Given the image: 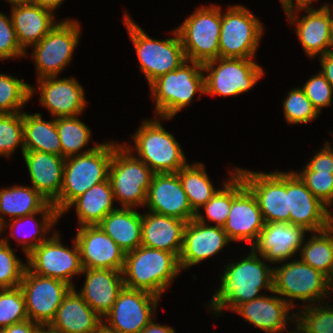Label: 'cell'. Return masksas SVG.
Listing matches in <instances>:
<instances>
[{"mask_svg":"<svg viewBox=\"0 0 333 333\" xmlns=\"http://www.w3.org/2000/svg\"><path fill=\"white\" fill-rule=\"evenodd\" d=\"M282 263L281 266L273 268V291L276 294L293 309L296 305L293 300L296 299L310 303L307 305L325 303V298H329L332 292L331 280L326 275L301 259Z\"/></svg>","mask_w":333,"mask_h":333,"instance_id":"obj_8","label":"cell"},{"mask_svg":"<svg viewBox=\"0 0 333 333\" xmlns=\"http://www.w3.org/2000/svg\"><path fill=\"white\" fill-rule=\"evenodd\" d=\"M20 146L23 154V112L0 114V156L9 158Z\"/></svg>","mask_w":333,"mask_h":333,"instance_id":"obj_41","label":"cell"},{"mask_svg":"<svg viewBox=\"0 0 333 333\" xmlns=\"http://www.w3.org/2000/svg\"><path fill=\"white\" fill-rule=\"evenodd\" d=\"M180 272L179 258L174 253L140 245L125 254L122 277L124 287L161 298Z\"/></svg>","mask_w":333,"mask_h":333,"instance_id":"obj_2","label":"cell"},{"mask_svg":"<svg viewBox=\"0 0 333 333\" xmlns=\"http://www.w3.org/2000/svg\"><path fill=\"white\" fill-rule=\"evenodd\" d=\"M56 128L60 137L62 157L68 158L85 154L96 149L101 143L95 142V145L88 150H83L91 140V129L77 116L56 118Z\"/></svg>","mask_w":333,"mask_h":333,"instance_id":"obj_38","label":"cell"},{"mask_svg":"<svg viewBox=\"0 0 333 333\" xmlns=\"http://www.w3.org/2000/svg\"><path fill=\"white\" fill-rule=\"evenodd\" d=\"M8 240L0 239V289H12L20 286L27 264L15 256Z\"/></svg>","mask_w":333,"mask_h":333,"instance_id":"obj_44","label":"cell"},{"mask_svg":"<svg viewBox=\"0 0 333 333\" xmlns=\"http://www.w3.org/2000/svg\"><path fill=\"white\" fill-rule=\"evenodd\" d=\"M123 21L134 45L140 69L149 85L160 76L174 71L186 61L176 29L172 31L173 38L159 40L149 37L126 13Z\"/></svg>","mask_w":333,"mask_h":333,"instance_id":"obj_6","label":"cell"},{"mask_svg":"<svg viewBox=\"0 0 333 333\" xmlns=\"http://www.w3.org/2000/svg\"><path fill=\"white\" fill-rule=\"evenodd\" d=\"M159 117L144 120L133 134L134 146L124 143L130 151L142 160L154 173H177L188 162L173 134L163 127Z\"/></svg>","mask_w":333,"mask_h":333,"instance_id":"obj_5","label":"cell"},{"mask_svg":"<svg viewBox=\"0 0 333 333\" xmlns=\"http://www.w3.org/2000/svg\"><path fill=\"white\" fill-rule=\"evenodd\" d=\"M64 0H33L32 3L39 5L41 8L55 11L59 6H61Z\"/></svg>","mask_w":333,"mask_h":333,"instance_id":"obj_53","label":"cell"},{"mask_svg":"<svg viewBox=\"0 0 333 333\" xmlns=\"http://www.w3.org/2000/svg\"><path fill=\"white\" fill-rule=\"evenodd\" d=\"M263 31L262 23L248 8L228 6L222 12L219 57L254 59Z\"/></svg>","mask_w":333,"mask_h":333,"instance_id":"obj_11","label":"cell"},{"mask_svg":"<svg viewBox=\"0 0 333 333\" xmlns=\"http://www.w3.org/2000/svg\"><path fill=\"white\" fill-rule=\"evenodd\" d=\"M145 206L149 212L187 222L196 215L189 204L178 173H154Z\"/></svg>","mask_w":333,"mask_h":333,"instance_id":"obj_20","label":"cell"},{"mask_svg":"<svg viewBox=\"0 0 333 333\" xmlns=\"http://www.w3.org/2000/svg\"><path fill=\"white\" fill-rule=\"evenodd\" d=\"M52 236V237H51ZM34 248L27 256V268L39 276L66 282L72 288V278L83 271L80 250L74 238L72 249L62 245L57 231Z\"/></svg>","mask_w":333,"mask_h":333,"instance_id":"obj_14","label":"cell"},{"mask_svg":"<svg viewBox=\"0 0 333 333\" xmlns=\"http://www.w3.org/2000/svg\"><path fill=\"white\" fill-rule=\"evenodd\" d=\"M258 201L242 177L233 176V201L223 229L231 242L246 241L252 246L264 227Z\"/></svg>","mask_w":333,"mask_h":333,"instance_id":"obj_17","label":"cell"},{"mask_svg":"<svg viewBox=\"0 0 333 333\" xmlns=\"http://www.w3.org/2000/svg\"><path fill=\"white\" fill-rule=\"evenodd\" d=\"M75 240L83 269L122 271L126 253L98 225L79 227Z\"/></svg>","mask_w":333,"mask_h":333,"instance_id":"obj_19","label":"cell"},{"mask_svg":"<svg viewBox=\"0 0 333 333\" xmlns=\"http://www.w3.org/2000/svg\"><path fill=\"white\" fill-rule=\"evenodd\" d=\"M98 226L125 252L141 245L142 214L120 207L107 214Z\"/></svg>","mask_w":333,"mask_h":333,"instance_id":"obj_32","label":"cell"},{"mask_svg":"<svg viewBox=\"0 0 333 333\" xmlns=\"http://www.w3.org/2000/svg\"><path fill=\"white\" fill-rule=\"evenodd\" d=\"M295 330L287 331V333H309L306 329H304L297 321H295Z\"/></svg>","mask_w":333,"mask_h":333,"instance_id":"obj_58","label":"cell"},{"mask_svg":"<svg viewBox=\"0 0 333 333\" xmlns=\"http://www.w3.org/2000/svg\"><path fill=\"white\" fill-rule=\"evenodd\" d=\"M11 20L21 48L39 43L57 24L54 12L34 3L11 6Z\"/></svg>","mask_w":333,"mask_h":333,"instance_id":"obj_29","label":"cell"},{"mask_svg":"<svg viewBox=\"0 0 333 333\" xmlns=\"http://www.w3.org/2000/svg\"><path fill=\"white\" fill-rule=\"evenodd\" d=\"M331 291H333V280L331 281Z\"/></svg>","mask_w":333,"mask_h":333,"instance_id":"obj_60","label":"cell"},{"mask_svg":"<svg viewBox=\"0 0 333 333\" xmlns=\"http://www.w3.org/2000/svg\"><path fill=\"white\" fill-rule=\"evenodd\" d=\"M237 173L255 195L265 223H290L289 172H253L238 167Z\"/></svg>","mask_w":333,"mask_h":333,"instance_id":"obj_13","label":"cell"},{"mask_svg":"<svg viewBox=\"0 0 333 333\" xmlns=\"http://www.w3.org/2000/svg\"><path fill=\"white\" fill-rule=\"evenodd\" d=\"M40 324L31 320H26L20 323L12 324L9 327L3 328V333H37Z\"/></svg>","mask_w":333,"mask_h":333,"instance_id":"obj_50","label":"cell"},{"mask_svg":"<svg viewBox=\"0 0 333 333\" xmlns=\"http://www.w3.org/2000/svg\"><path fill=\"white\" fill-rule=\"evenodd\" d=\"M187 221L154 212L142 214L141 245L174 253L182 251Z\"/></svg>","mask_w":333,"mask_h":333,"instance_id":"obj_27","label":"cell"},{"mask_svg":"<svg viewBox=\"0 0 333 333\" xmlns=\"http://www.w3.org/2000/svg\"><path fill=\"white\" fill-rule=\"evenodd\" d=\"M192 210L197 213L220 190L214 188L203 163L187 164L178 172Z\"/></svg>","mask_w":333,"mask_h":333,"instance_id":"obj_37","label":"cell"},{"mask_svg":"<svg viewBox=\"0 0 333 333\" xmlns=\"http://www.w3.org/2000/svg\"><path fill=\"white\" fill-rule=\"evenodd\" d=\"M283 113L288 124L309 123L319 116V112L305 95L302 88H293L283 102Z\"/></svg>","mask_w":333,"mask_h":333,"instance_id":"obj_42","label":"cell"},{"mask_svg":"<svg viewBox=\"0 0 333 333\" xmlns=\"http://www.w3.org/2000/svg\"><path fill=\"white\" fill-rule=\"evenodd\" d=\"M119 144L110 140L91 152L65 158L62 189L53 203L60 214L78 196L108 179L114 149Z\"/></svg>","mask_w":333,"mask_h":333,"instance_id":"obj_3","label":"cell"},{"mask_svg":"<svg viewBox=\"0 0 333 333\" xmlns=\"http://www.w3.org/2000/svg\"><path fill=\"white\" fill-rule=\"evenodd\" d=\"M302 307L296 312V321L304 329L309 333H333V308L328 302Z\"/></svg>","mask_w":333,"mask_h":333,"instance_id":"obj_43","label":"cell"},{"mask_svg":"<svg viewBox=\"0 0 333 333\" xmlns=\"http://www.w3.org/2000/svg\"><path fill=\"white\" fill-rule=\"evenodd\" d=\"M37 333H65V332L52 327L50 324H40Z\"/></svg>","mask_w":333,"mask_h":333,"instance_id":"obj_55","label":"cell"},{"mask_svg":"<svg viewBox=\"0 0 333 333\" xmlns=\"http://www.w3.org/2000/svg\"><path fill=\"white\" fill-rule=\"evenodd\" d=\"M154 172L124 144L115 149L109 167V180L115 201L121 207H144Z\"/></svg>","mask_w":333,"mask_h":333,"instance_id":"obj_7","label":"cell"},{"mask_svg":"<svg viewBox=\"0 0 333 333\" xmlns=\"http://www.w3.org/2000/svg\"><path fill=\"white\" fill-rule=\"evenodd\" d=\"M23 135L25 151H40L62 156L56 118L44 121L41 113L23 112Z\"/></svg>","mask_w":333,"mask_h":333,"instance_id":"obj_35","label":"cell"},{"mask_svg":"<svg viewBox=\"0 0 333 333\" xmlns=\"http://www.w3.org/2000/svg\"><path fill=\"white\" fill-rule=\"evenodd\" d=\"M19 287L28 319L38 324H50L64 296L72 288L64 281L32 273L27 267Z\"/></svg>","mask_w":333,"mask_h":333,"instance_id":"obj_16","label":"cell"},{"mask_svg":"<svg viewBox=\"0 0 333 333\" xmlns=\"http://www.w3.org/2000/svg\"><path fill=\"white\" fill-rule=\"evenodd\" d=\"M333 22L330 29V40H329V53L333 54Z\"/></svg>","mask_w":333,"mask_h":333,"instance_id":"obj_59","label":"cell"},{"mask_svg":"<svg viewBox=\"0 0 333 333\" xmlns=\"http://www.w3.org/2000/svg\"><path fill=\"white\" fill-rule=\"evenodd\" d=\"M319 59L322 68L320 72L324 75L325 79L333 87V54L328 52L320 56Z\"/></svg>","mask_w":333,"mask_h":333,"instance_id":"obj_51","label":"cell"},{"mask_svg":"<svg viewBox=\"0 0 333 333\" xmlns=\"http://www.w3.org/2000/svg\"><path fill=\"white\" fill-rule=\"evenodd\" d=\"M262 295L261 297L238 305L233 311L255 328H260L265 333H281L285 331L287 321H296V311L291 313L292 307L280 296ZM291 313V315H290Z\"/></svg>","mask_w":333,"mask_h":333,"instance_id":"obj_25","label":"cell"},{"mask_svg":"<svg viewBox=\"0 0 333 333\" xmlns=\"http://www.w3.org/2000/svg\"><path fill=\"white\" fill-rule=\"evenodd\" d=\"M27 54L17 41L11 16L0 12V60L21 58Z\"/></svg>","mask_w":333,"mask_h":333,"instance_id":"obj_48","label":"cell"},{"mask_svg":"<svg viewBox=\"0 0 333 333\" xmlns=\"http://www.w3.org/2000/svg\"><path fill=\"white\" fill-rule=\"evenodd\" d=\"M139 333H175V330L172 327L160 325L152 320Z\"/></svg>","mask_w":333,"mask_h":333,"instance_id":"obj_52","label":"cell"},{"mask_svg":"<svg viewBox=\"0 0 333 333\" xmlns=\"http://www.w3.org/2000/svg\"><path fill=\"white\" fill-rule=\"evenodd\" d=\"M22 155L30 174L32 187L53 204L62 189L65 158L40 151H24Z\"/></svg>","mask_w":333,"mask_h":333,"instance_id":"obj_26","label":"cell"},{"mask_svg":"<svg viewBox=\"0 0 333 333\" xmlns=\"http://www.w3.org/2000/svg\"><path fill=\"white\" fill-rule=\"evenodd\" d=\"M262 255L256 254L251 248L248 256L235 263H229L220 276V288L211 297L209 310L214 315L222 314L223 310H233L240 304L261 297V290L273 291V266L264 263Z\"/></svg>","mask_w":333,"mask_h":333,"instance_id":"obj_1","label":"cell"},{"mask_svg":"<svg viewBox=\"0 0 333 333\" xmlns=\"http://www.w3.org/2000/svg\"><path fill=\"white\" fill-rule=\"evenodd\" d=\"M114 202L116 201L108 178L92 186L85 193L74 199L60 216L74 206L80 227L95 226L98 225L107 214L117 209L113 204Z\"/></svg>","mask_w":333,"mask_h":333,"instance_id":"obj_31","label":"cell"},{"mask_svg":"<svg viewBox=\"0 0 333 333\" xmlns=\"http://www.w3.org/2000/svg\"><path fill=\"white\" fill-rule=\"evenodd\" d=\"M302 172H295L311 193L324 205H333V172H314L307 166Z\"/></svg>","mask_w":333,"mask_h":333,"instance_id":"obj_46","label":"cell"},{"mask_svg":"<svg viewBox=\"0 0 333 333\" xmlns=\"http://www.w3.org/2000/svg\"><path fill=\"white\" fill-rule=\"evenodd\" d=\"M230 242L223 227L207 225L195 218L188 221L179 256L181 271L212 258Z\"/></svg>","mask_w":333,"mask_h":333,"instance_id":"obj_24","label":"cell"},{"mask_svg":"<svg viewBox=\"0 0 333 333\" xmlns=\"http://www.w3.org/2000/svg\"><path fill=\"white\" fill-rule=\"evenodd\" d=\"M39 103L50 111L54 118L77 116L87 105L85 92L76 78L44 77L37 79Z\"/></svg>","mask_w":333,"mask_h":333,"instance_id":"obj_23","label":"cell"},{"mask_svg":"<svg viewBox=\"0 0 333 333\" xmlns=\"http://www.w3.org/2000/svg\"><path fill=\"white\" fill-rule=\"evenodd\" d=\"M41 214L40 216L41 221L36 219V215ZM60 213L56 210L55 206L51 203H49L41 212L34 213L28 216H23L19 218L11 219V222L6 221L4 224L0 226V234L4 233V230L6 227H8L10 231V237L20 244L22 247V250L24 251V254L27 256L34 248L38 247L41 243L46 241L49 237L46 236V234H49L51 228H53L54 225H56L57 220L60 219ZM34 223L30 226H33L35 229H33L34 232H28L25 234L24 239L19 238L16 235V229H22L23 227L26 228V224ZM25 224V225H24ZM23 225V226H22ZM22 227V228H20ZM32 227V228H33ZM23 228V229H24ZM27 229V228H26ZM25 229V230H26ZM3 231V232H2ZM21 231V230H20ZM27 231V230H26ZM24 231V232H26ZM49 231V232H48ZM23 232V230H22ZM18 233V232H17ZM32 234V235H31ZM30 235V236H29ZM45 235V236H44ZM18 237V239H16ZM30 237V238H29Z\"/></svg>","mask_w":333,"mask_h":333,"instance_id":"obj_33","label":"cell"},{"mask_svg":"<svg viewBox=\"0 0 333 333\" xmlns=\"http://www.w3.org/2000/svg\"><path fill=\"white\" fill-rule=\"evenodd\" d=\"M35 90L31 84L12 75L0 74V114L21 112Z\"/></svg>","mask_w":333,"mask_h":333,"instance_id":"obj_39","label":"cell"},{"mask_svg":"<svg viewBox=\"0 0 333 333\" xmlns=\"http://www.w3.org/2000/svg\"><path fill=\"white\" fill-rule=\"evenodd\" d=\"M84 286L77 293L100 316L112 308L124 288L122 271L110 269H83Z\"/></svg>","mask_w":333,"mask_h":333,"instance_id":"obj_28","label":"cell"},{"mask_svg":"<svg viewBox=\"0 0 333 333\" xmlns=\"http://www.w3.org/2000/svg\"><path fill=\"white\" fill-rule=\"evenodd\" d=\"M308 57L313 59L329 52L330 29L333 22V9L323 4L319 9L311 5H294L282 7ZM305 10L306 16L298 17L296 13Z\"/></svg>","mask_w":333,"mask_h":333,"instance_id":"obj_18","label":"cell"},{"mask_svg":"<svg viewBox=\"0 0 333 333\" xmlns=\"http://www.w3.org/2000/svg\"><path fill=\"white\" fill-rule=\"evenodd\" d=\"M155 114L162 120L172 119L191 104L196 93L205 94L203 64L186 60L150 84Z\"/></svg>","mask_w":333,"mask_h":333,"instance_id":"obj_4","label":"cell"},{"mask_svg":"<svg viewBox=\"0 0 333 333\" xmlns=\"http://www.w3.org/2000/svg\"><path fill=\"white\" fill-rule=\"evenodd\" d=\"M314 1L316 0H281L280 3L282 7H288L294 5H312V2Z\"/></svg>","mask_w":333,"mask_h":333,"instance_id":"obj_54","label":"cell"},{"mask_svg":"<svg viewBox=\"0 0 333 333\" xmlns=\"http://www.w3.org/2000/svg\"><path fill=\"white\" fill-rule=\"evenodd\" d=\"M205 94L237 96L263 77L262 66L248 58H217L203 63Z\"/></svg>","mask_w":333,"mask_h":333,"instance_id":"obj_10","label":"cell"},{"mask_svg":"<svg viewBox=\"0 0 333 333\" xmlns=\"http://www.w3.org/2000/svg\"><path fill=\"white\" fill-rule=\"evenodd\" d=\"M102 324L100 317L77 293L71 288L64 296L50 325L65 333H93Z\"/></svg>","mask_w":333,"mask_h":333,"instance_id":"obj_30","label":"cell"},{"mask_svg":"<svg viewBox=\"0 0 333 333\" xmlns=\"http://www.w3.org/2000/svg\"><path fill=\"white\" fill-rule=\"evenodd\" d=\"M49 202L32 186H11L0 189V226L7 220L41 212ZM4 215V216H3Z\"/></svg>","mask_w":333,"mask_h":333,"instance_id":"obj_34","label":"cell"},{"mask_svg":"<svg viewBox=\"0 0 333 333\" xmlns=\"http://www.w3.org/2000/svg\"><path fill=\"white\" fill-rule=\"evenodd\" d=\"M305 228L291 223H265L251 249L268 262H287L301 250L305 239Z\"/></svg>","mask_w":333,"mask_h":333,"instance_id":"obj_21","label":"cell"},{"mask_svg":"<svg viewBox=\"0 0 333 333\" xmlns=\"http://www.w3.org/2000/svg\"><path fill=\"white\" fill-rule=\"evenodd\" d=\"M159 300L150 292L124 287L102 323L117 333H139L154 320Z\"/></svg>","mask_w":333,"mask_h":333,"instance_id":"obj_15","label":"cell"},{"mask_svg":"<svg viewBox=\"0 0 333 333\" xmlns=\"http://www.w3.org/2000/svg\"><path fill=\"white\" fill-rule=\"evenodd\" d=\"M302 89L319 113H321L323 107L331 106L333 87L321 72L311 76Z\"/></svg>","mask_w":333,"mask_h":333,"instance_id":"obj_47","label":"cell"},{"mask_svg":"<svg viewBox=\"0 0 333 333\" xmlns=\"http://www.w3.org/2000/svg\"><path fill=\"white\" fill-rule=\"evenodd\" d=\"M230 172L229 179L221 184L223 189L221 188L211 200L200 208V210L205 209L206 216L204 217L200 211L196 213L197 221L207 224L205 219L207 217V220L216 223V226L223 227L226 224L233 201V176L237 173V167Z\"/></svg>","mask_w":333,"mask_h":333,"instance_id":"obj_40","label":"cell"},{"mask_svg":"<svg viewBox=\"0 0 333 333\" xmlns=\"http://www.w3.org/2000/svg\"><path fill=\"white\" fill-rule=\"evenodd\" d=\"M93 333H117L116 331L106 327L103 323Z\"/></svg>","mask_w":333,"mask_h":333,"instance_id":"obj_56","label":"cell"},{"mask_svg":"<svg viewBox=\"0 0 333 333\" xmlns=\"http://www.w3.org/2000/svg\"><path fill=\"white\" fill-rule=\"evenodd\" d=\"M221 11L217 4L199 7L176 28L186 60L203 64L219 58Z\"/></svg>","mask_w":333,"mask_h":333,"instance_id":"obj_9","label":"cell"},{"mask_svg":"<svg viewBox=\"0 0 333 333\" xmlns=\"http://www.w3.org/2000/svg\"><path fill=\"white\" fill-rule=\"evenodd\" d=\"M80 35V23L76 19H61L39 43L32 46L37 79L58 76L69 65Z\"/></svg>","mask_w":333,"mask_h":333,"instance_id":"obj_12","label":"cell"},{"mask_svg":"<svg viewBox=\"0 0 333 333\" xmlns=\"http://www.w3.org/2000/svg\"><path fill=\"white\" fill-rule=\"evenodd\" d=\"M290 223L316 232L333 223V213L316 198L295 173L289 171Z\"/></svg>","mask_w":333,"mask_h":333,"instance_id":"obj_22","label":"cell"},{"mask_svg":"<svg viewBox=\"0 0 333 333\" xmlns=\"http://www.w3.org/2000/svg\"><path fill=\"white\" fill-rule=\"evenodd\" d=\"M312 235L300 250L301 260L333 280V223Z\"/></svg>","mask_w":333,"mask_h":333,"instance_id":"obj_36","label":"cell"},{"mask_svg":"<svg viewBox=\"0 0 333 333\" xmlns=\"http://www.w3.org/2000/svg\"><path fill=\"white\" fill-rule=\"evenodd\" d=\"M28 320L25 299L20 287L0 289V327Z\"/></svg>","mask_w":333,"mask_h":333,"instance_id":"obj_45","label":"cell"},{"mask_svg":"<svg viewBox=\"0 0 333 333\" xmlns=\"http://www.w3.org/2000/svg\"><path fill=\"white\" fill-rule=\"evenodd\" d=\"M5 1L10 3L11 6H15V5L30 4L32 3L33 0H5Z\"/></svg>","mask_w":333,"mask_h":333,"instance_id":"obj_57","label":"cell"},{"mask_svg":"<svg viewBox=\"0 0 333 333\" xmlns=\"http://www.w3.org/2000/svg\"><path fill=\"white\" fill-rule=\"evenodd\" d=\"M306 163L307 167L314 172H333V148L329 142Z\"/></svg>","mask_w":333,"mask_h":333,"instance_id":"obj_49","label":"cell"}]
</instances>
